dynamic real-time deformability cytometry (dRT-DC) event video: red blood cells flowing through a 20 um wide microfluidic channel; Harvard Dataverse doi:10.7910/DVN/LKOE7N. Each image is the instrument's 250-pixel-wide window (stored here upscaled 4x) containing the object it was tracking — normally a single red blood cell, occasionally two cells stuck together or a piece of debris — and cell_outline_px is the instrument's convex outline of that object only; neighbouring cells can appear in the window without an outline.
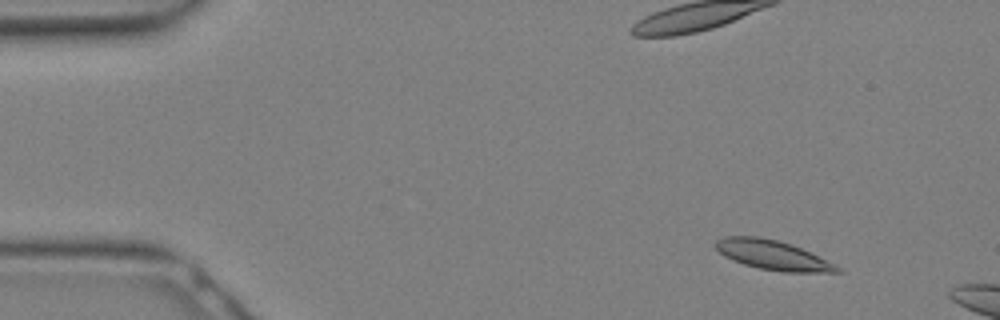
{"species": "Egyptian fruit bat (a non-hibernating species)", "species_latin": "Rousettus aegyptiacus", "temperature_condition": "warm", "stored_images_in_passage": 7, "camera_frame_rate_fps": 3000, "um_per_image_px": 0.085, "animal": {"sex": "female"}, "frame": {"image": 1, "passage_image": 4, "time_ms": 1.0, "image_size_px": [1000, 320], "cell_outline_px": [[844, 272], [784, 272], [760, 268], [744, 264], [724, 256], [716, 248], [716, 240], [724, 236], [756, 236], [776, 240], [792, 244], [836, 264]], "centroid_in_image_um": [65.7, 21.68], "position_along_channel_um": 19.3, "area_um2": 20.69}}